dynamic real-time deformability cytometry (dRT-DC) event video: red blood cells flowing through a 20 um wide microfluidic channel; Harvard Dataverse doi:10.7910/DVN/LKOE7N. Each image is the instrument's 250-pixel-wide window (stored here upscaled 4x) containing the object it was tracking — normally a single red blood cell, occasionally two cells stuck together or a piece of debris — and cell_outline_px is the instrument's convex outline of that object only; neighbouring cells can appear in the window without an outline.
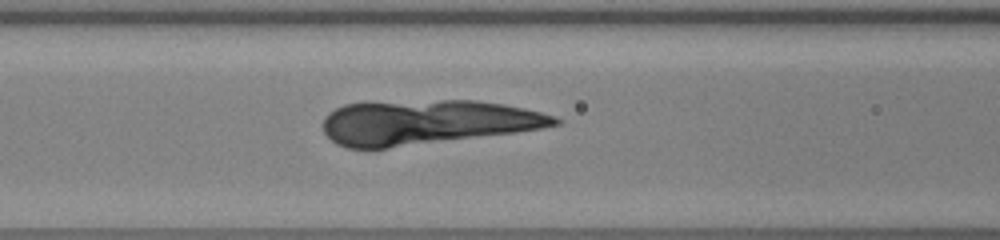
{"species": "human", "species_latin": "Homo sapiens", "temperature_condition": "warm", "stored_images_in_passage": 37, "camera_frame_rate_fps": 3000, "um_per_image_px": 0.085, "donor": {"sex": "male"}, "frame": {"image": 1, "passage_image": 13, "time_ms": 4.0, "image_size_px": [1000, 240], "cell_outline_px": [[564, 120], [560, 124], [544, 128], [516, 132], [388, 148], [348, 148], [336, 144], [324, 132], [324, 116], [328, 112], [344, 104], [440, 100], [476, 100], [504, 104], [524, 108], [556, 116]], "centroid_in_image_um": [36.31, 10.39], "position_along_channel_um": 130.3, "area_um2": 60.05}}
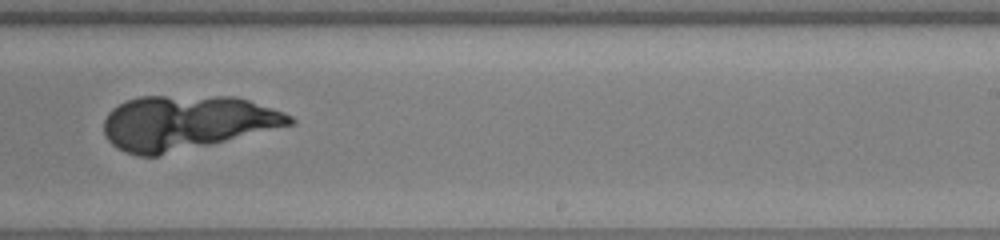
{"frame": {"image": 2, "passage_image": 24, "time_ms": 7.667, "image_size_px": [1000, 240], "cell_outline_px": [[296, 124], [156, 156], [140, 156], [124, 152], [116, 148], [104, 136], [104, 120], [108, 112], [112, 108], [128, 100], [140, 96], [236, 96], [284, 112], [292, 116], [296, 120]], "centroid_in_image_um": [15.83, 10.41], "position_along_channel_um": 273.2, "area_um2": 58.72}}
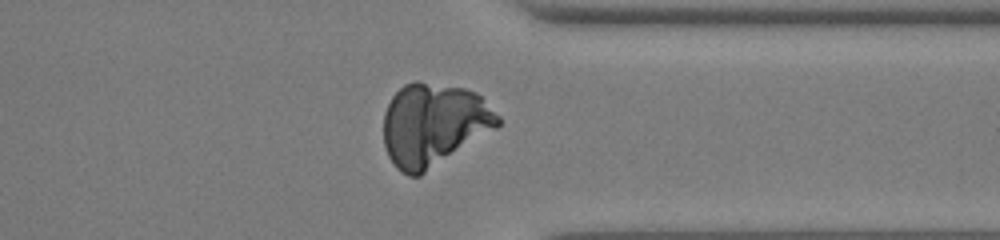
{"frame": {"image": 3, "passage_image": 32, "time_ms": 10.333, "image_size_px": [1000, 240], "cell_outline_px": [[500, 124], [496, 128], [420, 176], [408, 176], [400, 172], [396, 168], [388, 156], [384, 144], [384, 112], [392, 96], [404, 84], [416, 80], [464, 88], [476, 92], [500, 116]], "centroid_in_image_um": [36.84, 10.59], "position_along_channel_um": 374.6, "area_um2": 55.14}}